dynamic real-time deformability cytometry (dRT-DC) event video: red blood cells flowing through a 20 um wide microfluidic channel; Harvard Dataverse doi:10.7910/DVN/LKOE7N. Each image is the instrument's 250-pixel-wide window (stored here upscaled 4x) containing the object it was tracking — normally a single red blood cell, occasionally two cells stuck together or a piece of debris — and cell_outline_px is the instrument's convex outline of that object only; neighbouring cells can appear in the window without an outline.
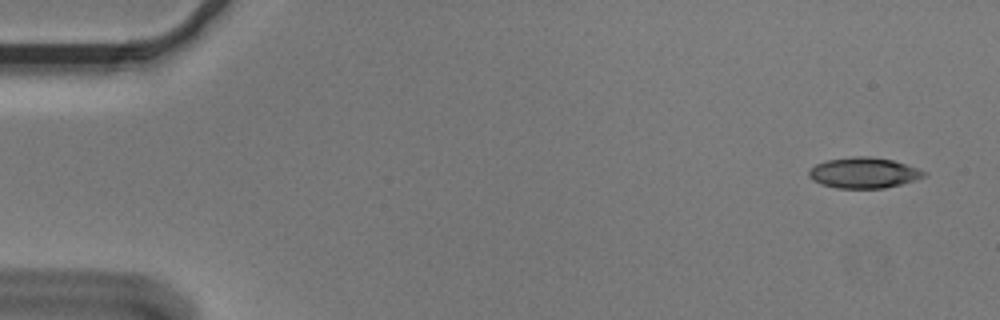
{"species": "Egyptian fruit bat (a non-hibernating species)", "species_latin": "Rousettus aegyptiacus", "temperature_condition": "cold", "stored_images_in_passage": 6, "camera_frame_rate_fps": 3000, "um_per_image_px": 0.085, "animal": {"sex": "male"}, "frame": {"image": 1, "passage_image": 1, "time_ms": 0.0, "image_size_px": [1000, 320], "cell_outline_px": [[928, 172], [924, 176], [916, 180], [884, 188], [836, 188], [820, 184], [812, 180], [808, 176], [808, 172], [816, 164], [828, 160], [852, 156], [868, 156], [892, 160]], "centroid_in_image_um": [73.39, 14.69], "position_along_channel_um": 11.6, "area_um2": 20.46}}
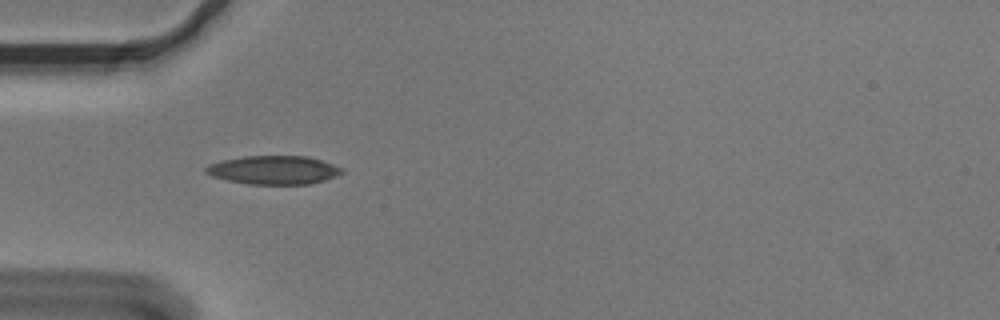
{"frame": {"image": 2, "passage_image": 5, "time_ms": 1.333, "image_size_px": [1000, 320], "cell_outline_px": [[344, 172], [324, 180], [312, 184], [248, 184], [228, 180], [212, 176], [204, 172], [204, 168], [208, 164], [220, 160], [244, 156], [304, 156], [320, 160], [344, 168]], "centroid_in_image_um": [23.23, 14.45], "position_along_channel_um": 61.8, "area_um2": 22.66}}